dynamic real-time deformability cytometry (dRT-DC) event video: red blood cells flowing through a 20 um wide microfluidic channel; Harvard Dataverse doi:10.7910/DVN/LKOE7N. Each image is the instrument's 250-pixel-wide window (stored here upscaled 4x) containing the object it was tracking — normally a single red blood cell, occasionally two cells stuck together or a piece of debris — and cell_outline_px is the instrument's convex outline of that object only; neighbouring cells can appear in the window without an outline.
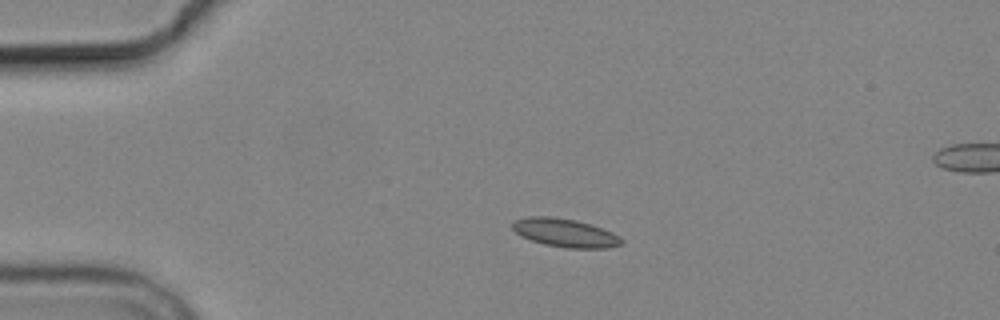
{"species": "common noctule bat (a hibernating species)", "species_latin": "Nyctalus noctula", "temperature_condition": "cold", "stored_images_in_passage": 3, "camera_frame_rate_fps": 3000, "um_per_image_px": 0.085, "animal": {"sex": "male", "body_mass_g": 19.2, "forearm_length_mm": 51.8}, "frame": {"image": 1, "passage_image": 2, "time_ms": 2.0, "image_size_px": [1000, 320], "cell_outline_px": [[624, 244], [608, 248], [568, 248], [544, 244], [532, 240], [516, 232], [512, 228], [512, 220], [528, 216], [552, 216], [576, 220], [612, 232], [620, 236], [624, 240]], "centroid_in_image_um": [48.05, 19.78], "position_along_channel_um": 37.0, "area_um2": 18.03}}